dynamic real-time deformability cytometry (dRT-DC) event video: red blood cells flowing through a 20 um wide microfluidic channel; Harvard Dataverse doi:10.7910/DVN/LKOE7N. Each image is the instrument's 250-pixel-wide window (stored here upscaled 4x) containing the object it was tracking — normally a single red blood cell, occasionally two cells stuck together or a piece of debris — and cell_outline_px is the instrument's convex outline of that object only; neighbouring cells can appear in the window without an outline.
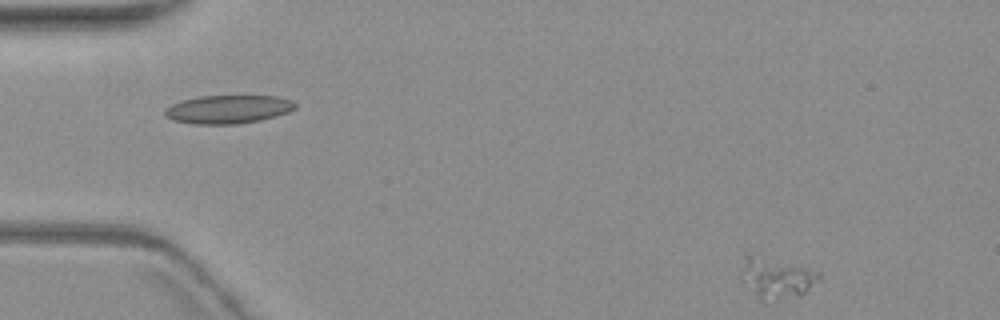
{"species": "common noctule bat (a hibernating species)", "species_latin": "Nyctalus noctula", "temperature_condition": "warm", "stored_images_in_passage": 5, "camera_frame_rate_fps": 3000, "um_per_image_px": 0.085, "animal": {"sex": "female", "body_mass_g": 19.3, "forearm_length_mm": 54.1}, "frame": {"image": 1, "passage_image": 1, "time_ms": 0.0, "image_size_px": [1000, 320], "cell_outline_px": [[824, 276], [820, 280], [800, 296], [760, 296], [740, 280], [740, 276], [744, 252], [812, 268], [820, 272]], "centroid_in_image_um": [66.03, 23.51], "position_along_channel_um": 19.0, "area_um2": 17.92}}